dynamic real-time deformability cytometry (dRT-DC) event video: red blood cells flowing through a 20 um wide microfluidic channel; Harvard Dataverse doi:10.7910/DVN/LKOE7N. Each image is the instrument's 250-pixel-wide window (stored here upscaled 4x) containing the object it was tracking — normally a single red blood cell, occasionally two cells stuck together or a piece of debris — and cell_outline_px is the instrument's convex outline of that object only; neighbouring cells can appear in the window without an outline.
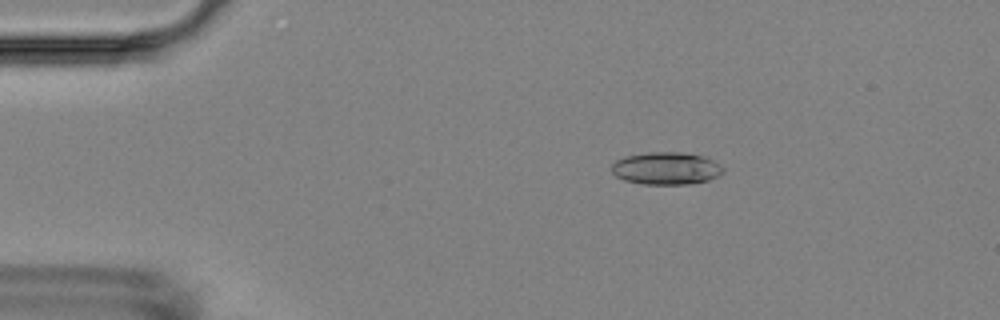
{"species": "Egyptian fruit bat (a non-hibernating species)", "species_latin": "Rousettus aegyptiacus", "temperature_condition": "room temperature", "stored_images_in_passage": 3, "camera_frame_rate_fps": 3000, "um_per_image_px": 0.085, "animal": {"sex": "female"}, "frame": {"image": 1, "passage_image": 1, "time_ms": 0.0, "image_size_px": [1000, 320], "cell_outline_px": [[724, 172], [708, 180], [688, 184], [644, 184], [624, 180], [616, 176], [612, 172], [612, 164], [616, 160], [624, 156], [648, 152], [684, 152], [704, 156], [720, 164], [724, 168]], "centroid_in_image_um": [56.62, 14.3], "position_along_channel_um": 28.4, "area_um2": 21.15}}
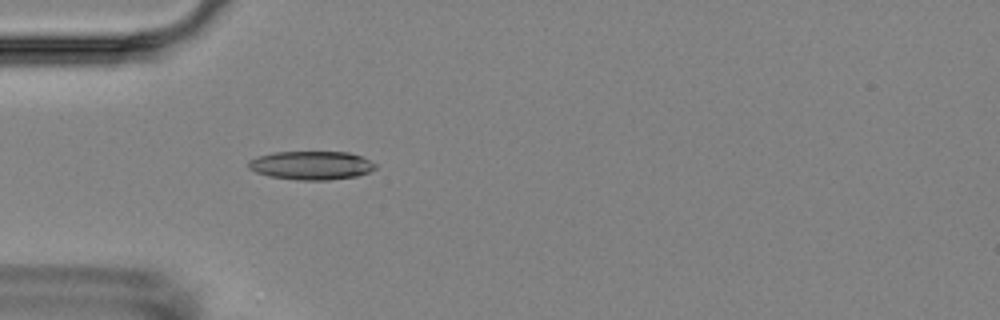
{"frame": {"image": 2, "passage_image": 3, "time_ms": 2.333, "image_size_px": [1000, 320], "cell_outline_px": [[376, 168], [368, 172], [356, 176], [328, 180], [300, 180], [268, 176], [256, 172], [248, 168], [248, 160], [256, 156], [272, 152], [348, 152], [360, 156], [376, 164]], "centroid_in_image_um": [26.41, 14.05], "position_along_channel_um": 58.6, "area_um2": 21.15}}